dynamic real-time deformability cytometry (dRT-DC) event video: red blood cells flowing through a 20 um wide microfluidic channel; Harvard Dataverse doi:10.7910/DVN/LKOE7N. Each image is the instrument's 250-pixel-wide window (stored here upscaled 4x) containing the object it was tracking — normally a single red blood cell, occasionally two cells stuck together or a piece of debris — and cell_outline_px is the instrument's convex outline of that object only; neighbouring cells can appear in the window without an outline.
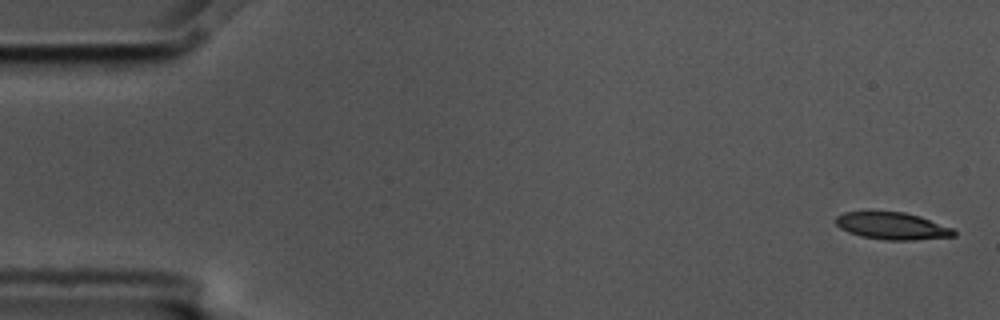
{"species": "common noctule bat (a hibernating species)", "species_latin": "Nyctalus noctula", "temperature_condition": "cold", "stored_images_in_passage": 5, "camera_frame_rate_fps": 3000, "um_per_image_px": 0.085, "animal": {"sex": "male", "body_mass_g": 17.5, "forearm_length_mm": 52.3}, "frame": {"image": 1, "passage_image": 1, "time_ms": 0.0, "image_size_px": [1000, 320], "cell_outline_px": [[956, 236], [912, 240], [888, 240], [860, 236], [848, 232], [840, 228], [836, 224], [836, 216], [844, 212], [904, 212], [920, 216], [952, 228], [956, 232]], "centroid_in_image_um": [75.84, 19.21], "position_along_channel_um": 9.2, "area_um2": 18.55}}
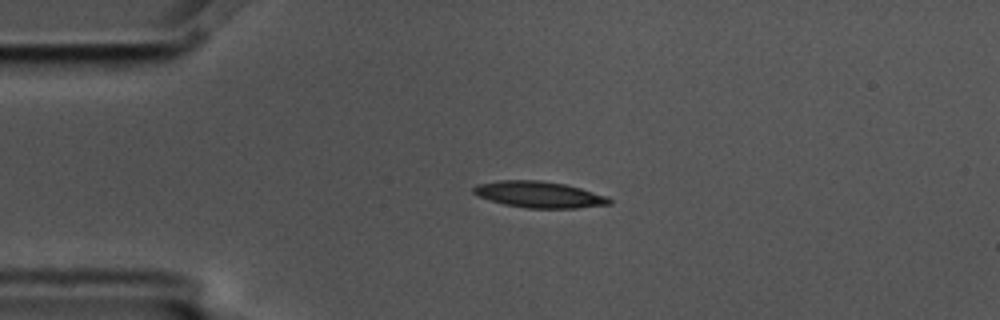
{"frame": {"image": 2, "passage_image": 4, "time_ms": 1.0, "image_size_px": [1000, 320], "cell_outline_px": [[612, 204], [576, 208], [528, 208], [504, 204], [480, 196], [472, 192], [472, 188], [476, 184], [500, 180], [540, 180], [564, 184], [580, 188], [608, 196], [612, 200]], "centroid_in_image_um": [45.85, 16.53], "position_along_channel_um": 39.2, "area_um2": 20.75}}